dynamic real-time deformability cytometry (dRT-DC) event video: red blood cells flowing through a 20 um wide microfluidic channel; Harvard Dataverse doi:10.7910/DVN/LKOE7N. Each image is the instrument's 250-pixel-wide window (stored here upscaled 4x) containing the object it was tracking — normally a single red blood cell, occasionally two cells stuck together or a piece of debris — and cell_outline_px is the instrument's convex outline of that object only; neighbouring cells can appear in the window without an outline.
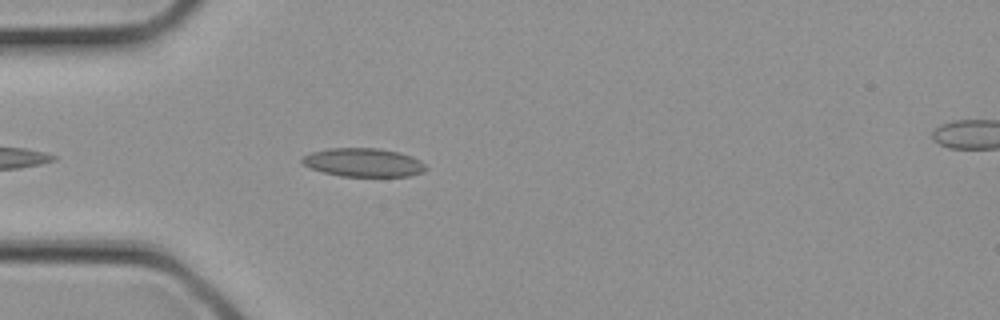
{"species": "common noctule bat (a hibernating species)", "species_latin": "Nyctalus noctula", "temperature_condition": "cold", "stored_images_in_passage": 3, "camera_frame_rate_fps": 3000, "um_per_image_px": 0.085, "animal": {"sex": "female", "body_mass_g": 21.9}, "frame": {"image": 1, "passage_image": 2, "time_ms": 0.333, "image_size_px": [1000, 320], "cell_outline_px": [[428, 168], [424, 172], [408, 176], [340, 176], [308, 168], [300, 164], [300, 160], [304, 156], [312, 152], [328, 148], [380, 148], [400, 152], [412, 156], [420, 160]], "centroid_in_image_um": [30.88, 13.81], "position_along_channel_um": 54.1, "area_um2": 20.81}}